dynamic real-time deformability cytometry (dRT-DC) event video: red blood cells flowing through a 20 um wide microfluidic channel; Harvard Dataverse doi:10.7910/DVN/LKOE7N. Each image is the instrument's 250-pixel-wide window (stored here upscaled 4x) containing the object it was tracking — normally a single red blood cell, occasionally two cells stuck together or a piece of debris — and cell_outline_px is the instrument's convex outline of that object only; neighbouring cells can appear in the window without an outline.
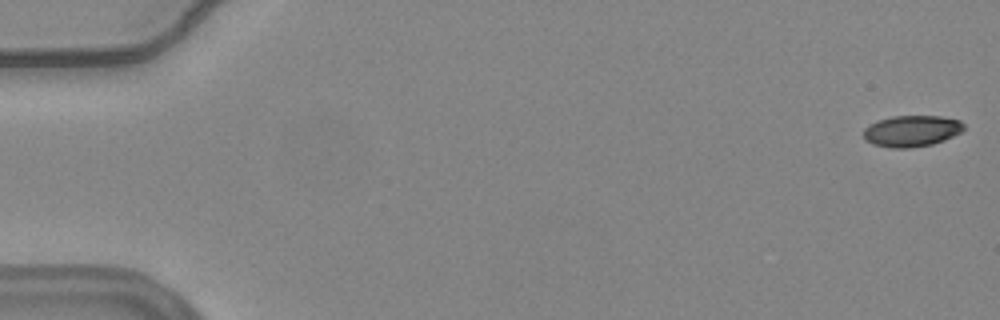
{"species": "common noctule bat (a hibernating species)", "species_latin": "Nyctalus noctula", "temperature_condition": "warm", "stored_images_in_passage": 56, "camera_frame_rate_fps": 3000, "um_per_image_px": 0.085, "animal": {"sex": "female", "body_mass_g": 24.6, "forearm_length_mm": 56.2}, "frame": {"image": 1, "passage_image": 1, "time_ms": 0.0, "image_size_px": [1000, 320], "cell_outline_px": [[964, 128], [960, 132], [944, 140], [932, 144], [908, 148], [892, 148], [872, 144], [864, 140], [864, 128], [876, 120], [892, 116], [940, 116], [960, 120], [964, 124]], "centroid_in_image_um": [77.46, 11.13], "position_along_channel_um": 7.5, "area_um2": 18.32}}
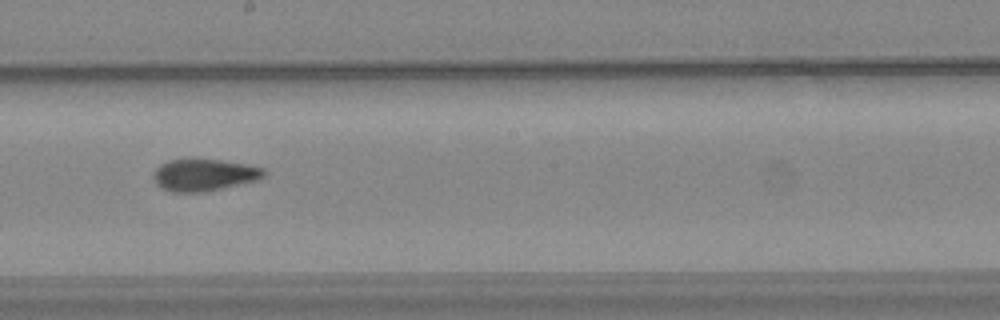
{"frame": {"image": 2, "passage_image": 32, "time_ms": 10.333, "image_size_px": [1000, 320], "cell_outline_px": [[268, 172], [260, 180], [204, 192], [172, 192], [160, 188], [156, 184], [152, 176], [156, 168], [160, 164], [168, 160], [188, 156], [220, 160], [244, 164], [264, 168]], "centroid_in_image_um": [17.32, 14.84], "position_along_channel_um": 230.9, "area_um2": 21.39}}
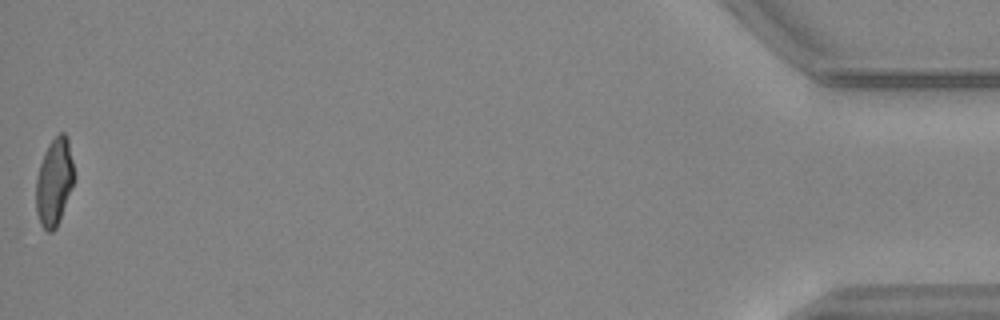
{"frame": {"image": 3, "passage_image": 56, "time_ms": 18.333, "image_size_px": [1000, 320], "cell_outline_px": [[76, 176], [56, 228], [52, 232], [48, 232], [40, 224], [36, 212], [36, 176], [44, 152], [48, 144], [60, 132], [64, 132], [68, 136]], "centroid_in_image_um": [4.62, 15.43], "position_along_channel_um": 430.6, "area_um2": 19.59}, "authors_computed_cell_mechanics": {"area_um2": 20.23, "velocity_mm_per_s": 3.7147, "shape_relaxation_time_tau1_ms": null, "shape_relaxation_time_tau2_ms": 2.2183, "deformation_change_tau1": null, "deformation_change_tau2": 0.0827}}